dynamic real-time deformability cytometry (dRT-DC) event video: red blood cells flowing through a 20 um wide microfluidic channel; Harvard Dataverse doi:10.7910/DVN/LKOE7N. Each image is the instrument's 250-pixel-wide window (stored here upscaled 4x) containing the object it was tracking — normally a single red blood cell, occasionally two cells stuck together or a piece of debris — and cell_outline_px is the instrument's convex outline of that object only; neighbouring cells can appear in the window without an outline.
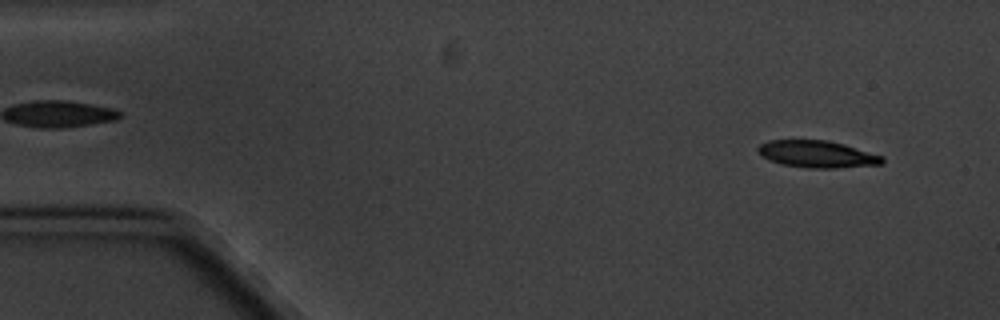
{"species": "common noctule bat (a hibernating species)", "species_latin": "Nyctalus noctula", "temperature_condition": "cold", "stored_images_in_passage": 5, "camera_frame_rate_fps": 3000, "um_per_image_px": 0.085, "animal": {"sex": "male", "body_mass_g": 20.1, "forearm_length_mm": 53.5}, "frame": {"image": 1, "passage_image": 1, "time_ms": 0.0, "image_size_px": [1000, 320], "cell_outline_px": [[884, 164], [836, 168], [808, 168], [780, 164], [760, 156], [756, 152], [756, 148], [760, 144], [768, 140], [828, 140], [844, 144], [884, 156]], "centroid_in_image_um": [69.44, 13.1], "position_along_channel_um": 15.6, "area_um2": 19.83}}
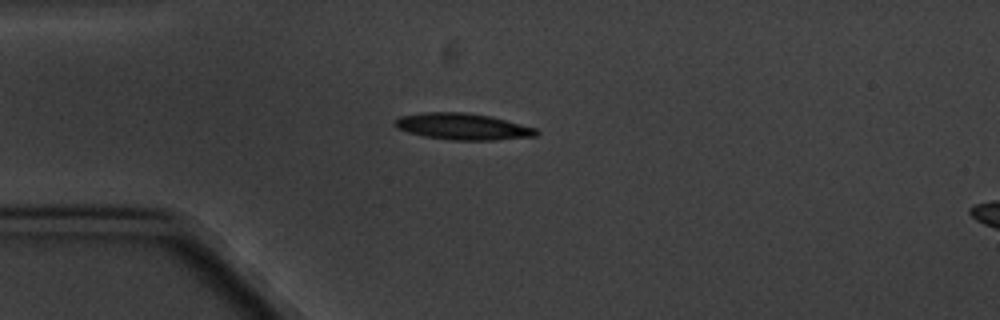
{"frame": {"image": 2, "passage_image": 4, "time_ms": 3.333, "image_size_px": [1000, 320], "cell_outline_px": [[540, 132], [536, 136], [496, 140], [452, 140], [424, 136], [408, 132], [396, 128], [392, 124], [392, 120], [400, 116], [424, 112], [464, 112], [492, 116], [536, 128]], "centroid_in_image_um": [39.31, 10.75], "position_along_channel_um": 45.7, "area_um2": 22.02}}